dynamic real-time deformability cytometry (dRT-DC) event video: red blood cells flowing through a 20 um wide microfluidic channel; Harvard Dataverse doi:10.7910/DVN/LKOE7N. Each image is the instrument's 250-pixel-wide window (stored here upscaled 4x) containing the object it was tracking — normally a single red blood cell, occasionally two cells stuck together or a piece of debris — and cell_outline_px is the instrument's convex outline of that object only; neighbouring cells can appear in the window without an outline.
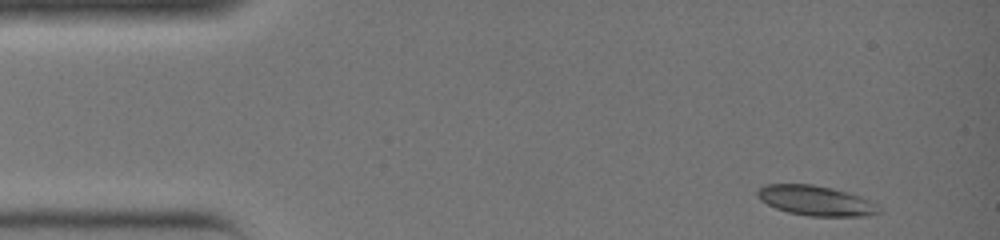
{"species": "common noctule bat (a hibernating species)", "species_latin": "Nyctalus noctula", "temperature_condition": "warm", "stored_images_in_passage": 32, "camera_frame_rate_fps": 3000, "um_per_image_px": 0.085, "animal": {"sex": "female", "body_mass_g": 19.0, "forearm_length_mm": 51.5}, "frame": {"image": 1, "passage_image": 1, "time_ms": 0.0, "image_size_px": [1000, 240], "cell_outline_px": [[880, 212], [868, 216], [808, 216], [788, 212], [776, 208], [760, 200], [756, 196], [756, 192], [764, 184], [812, 184], [832, 188], [868, 200], [876, 204], [880, 208]], "centroid_in_image_um": [69.3, 17.06], "position_along_channel_um": 15.7, "area_um2": 20.98}}
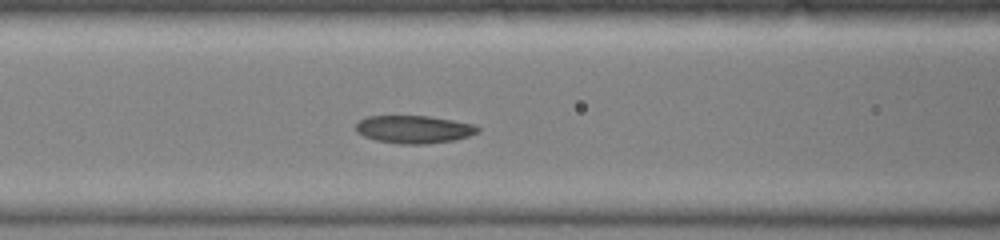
{"frame": {"image": 2, "passage_image": 13, "time_ms": 4.0, "image_size_px": [1000, 240], "cell_outline_px": [[480, 128], [476, 132], [468, 136], [456, 140], [428, 144], [400, 144], [376, 140], [364, 136], [356, 132], [356, 124], [360, 120], [368, 116], [428, 116], [476, 124]], "centroid_in_image_um": [35.19, 11.0], "position_along_channel_um": 131.4, "area_um2": 19.77}}
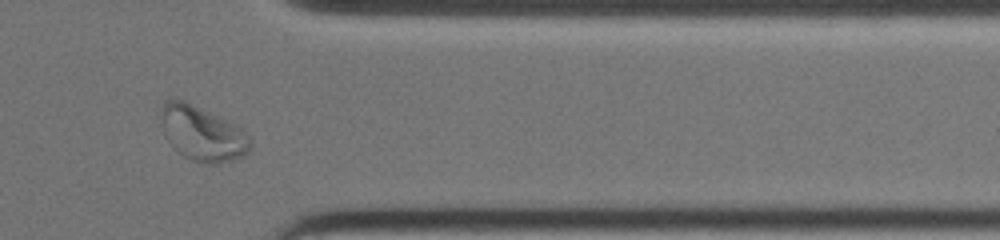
{"frame": {"image": 3, "passage_image": 28, "time_ms": 9.0, "image_size_px": [1000, 240], "cell_outline_px": [[252, 148], [244, 156], [232, 160], [216, 164], [212, 164], [192, 160], [184, 156], [164, 136], [160, 124], [160, 108], [164, 100], [184, 100], [228, 120], [244, 128], [248, 132], [252, 140]], "centroid_in_image_um": [17.23, 11.33], "position_along_channel_um": 394.2, "area_um2": 28.9}}